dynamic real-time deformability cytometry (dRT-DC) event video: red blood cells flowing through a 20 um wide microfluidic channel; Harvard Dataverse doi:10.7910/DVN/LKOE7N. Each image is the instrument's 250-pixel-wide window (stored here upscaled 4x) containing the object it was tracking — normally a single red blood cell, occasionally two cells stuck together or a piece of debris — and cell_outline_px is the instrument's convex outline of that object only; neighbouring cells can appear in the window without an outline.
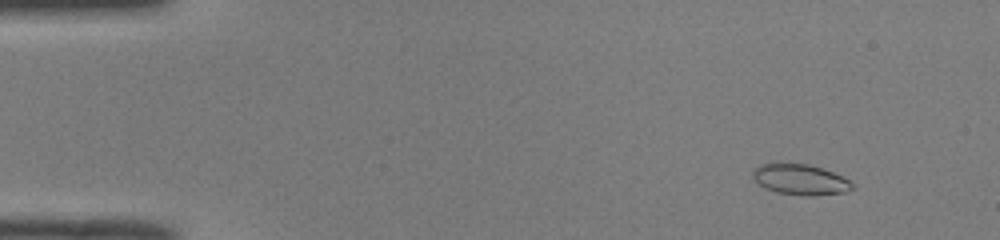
{"species": "common noctule bat (a hibernating species)", "species_latin": "Nyctalus noctula", "temperature_condition": "room temperature", "stored_images_in_passage": 52, "camera_frame_rate_fps": 3000, "um_per_image_px": 0.085, "animal": {"sex": "male", "body_mass_g": 19.0, "forearm_length_mm": 50.8}, "frame": {"image": 1, "passage_image": 6, "time_ms": 1.667, "image_size_px": [1000, 240], "cell_outline_px": [[856, 188], [844, 192], [812, 196], [804, 196], [776, 192], [764, 188], [752, 176], [752, 172], [760, 164], [780, 160], [808, 164], [832, 172], [852, 180]], "centroid_in_image_um": [68.02, 15.23], "position_along_channel_um": 17.0, "area_um2": 18.38}}
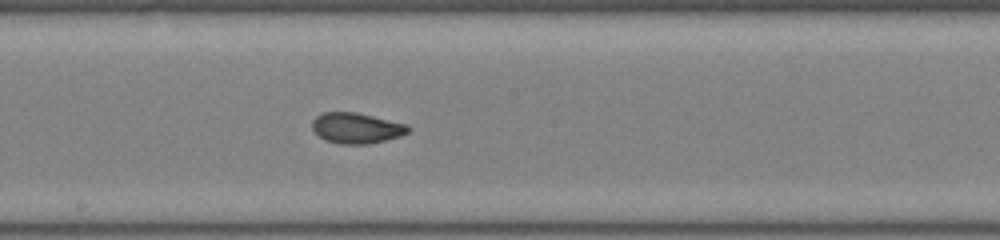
{"frame": {"image": 2, "passage_image": 29, "time_ms": 9.333, "image_size_px": [1000, 240], "cell_outline_px": [[408, 132], [400, 136], [368, 144], [340, 144], [324, 140], [312, 128], [312, 120], [316, 116], [324, 112], [356, 112], [408, 124]], "centroid_in_image_um": [30.28, 10.88], "position_along_channel_um": 217.9, "area_um2": 17.05}}
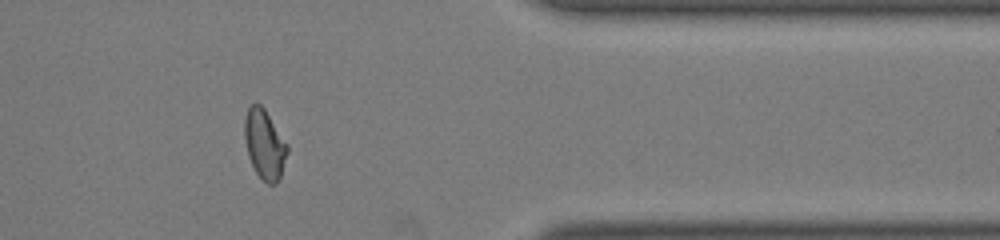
{"frame": {"image": 3, "passage_image": 43, "time_ms": 14.0, "image_size_px": [1000, 240], "cell_outline_px": [[288, 152], [280, 180], [276, 184], [268, 184], [256, 172], [248, 156], [244, 136], [244, 120], [248, 108], [252, 104], [260, 104], [264, 108], [288, 144]], "centroid_in_image_um": [22.5, 12.28], "position_along_channel_um": 388.9, "area_um2": 17.34}, "authors_computed_cell_mechanics": {"area_um2": 17.34, "velocity_mm_per_s": 4.0229, "shape_relaxation_time_tau1_ms": 5.4631, "shape_relaxation_time_tau2_ms": 0.9036, "deformation_change_tau1": 0.1356, "deformation_change_tau2": 0.0497}}